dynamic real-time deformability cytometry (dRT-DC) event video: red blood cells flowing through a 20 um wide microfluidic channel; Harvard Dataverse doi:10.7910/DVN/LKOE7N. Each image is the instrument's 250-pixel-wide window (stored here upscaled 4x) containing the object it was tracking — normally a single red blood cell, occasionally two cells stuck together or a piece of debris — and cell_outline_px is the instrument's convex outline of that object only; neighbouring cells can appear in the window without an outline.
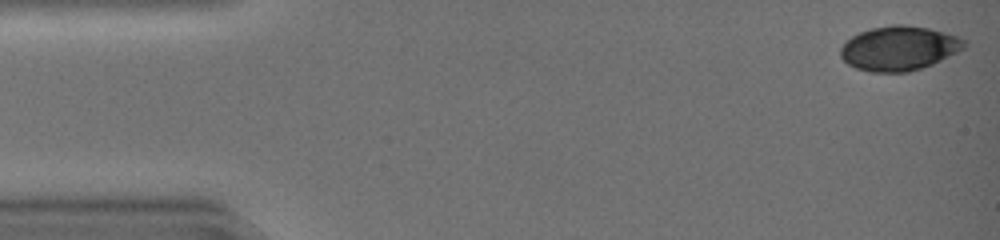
{"species": "common noctule bat (a hibernating species)", "species_latin": "Nyctalus noctula", "temperature_condition": "warm", "stored_images_in_passage": 28, "camera_frame_rate_fps": 3000, "um_per_image_px": 0.085, "animal": {"sex": "female", "body_mass_g": 19.0, "forearm_length_mm": 51.5}, "frame": {"image": 1, "passage_image": 1, "time_ms": 0.0, "image_size_px": [1000, 240], "cell_outline_px": [[968, 44], [964, 48], [932, 64], [908, 72], [868, 72], [856, 68], [848, 64], [840, 56], [840, 48], [852, 36], [860, 32], [872, 28], [892, 24], [904, 24], [928, 28], [944, 32], [968, 40]], "centroid_in_image_um": [76.42, 4.1], "position_along_channel_um": 8.6, "area_um2": 31.96}}
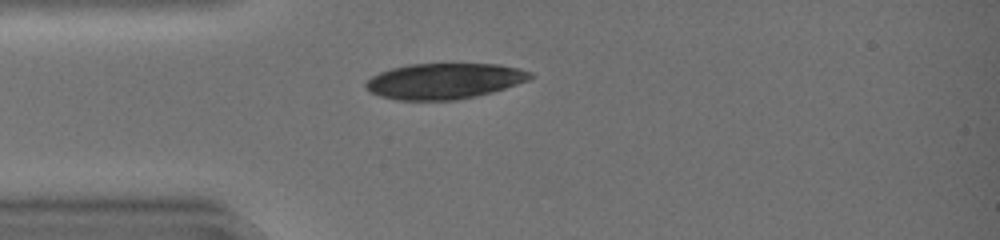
{"frame": {"image": 2, "passage_image": 12, "time_ms": 3.667, "image_size_px": [1000, 240], "cell_outline_px": [[536, 76], [528, 80], [492, 92], [476, 96], [456, 100], [396, 100], [380, 96], [364, 88], [364, 84], [372, 76], [380, 72], [392, 68], [408, 64], [496, 64], [520, 68], [532, 72]], "centroid_in_image_um": [37.77, 6.89], "position_along_channel_um": 47.2, "area_um2": 34.28}}